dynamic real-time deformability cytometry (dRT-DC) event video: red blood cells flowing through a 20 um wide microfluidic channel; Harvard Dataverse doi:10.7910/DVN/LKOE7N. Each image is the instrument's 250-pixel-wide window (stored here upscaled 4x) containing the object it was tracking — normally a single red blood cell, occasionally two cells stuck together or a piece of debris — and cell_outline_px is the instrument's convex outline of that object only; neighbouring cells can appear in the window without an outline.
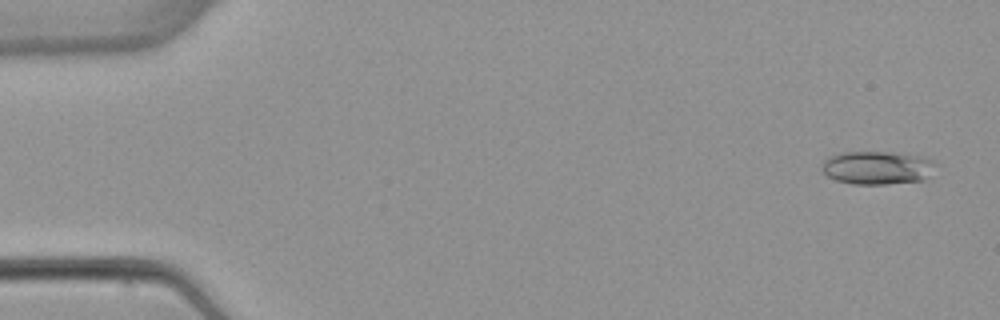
{"species": "common noctule bat (a hibernating species)", "species_latin": "Nyctalus noctula", "temperature_condition": "warm", "stored_images_in_passage": 5, "camera_frame_rate_fps": 3000, "um_per_image_px": 0.085, "animal": {"sex": "female", "body_mass_g": 22.7, "forearm_length_mm": 54.2}, "frame": {"image": 1, "passage_image": 1, "time_ms": 0.0, "image_size_px": [1000, 320], "cell_outline_px": [[936, 164], [924, 180], [888, 184], [852, 184], [836, 180], [828, 176], [824, 172], [824, 160], [828, 156], [840, 152], [892, 152], [920, 156], [932, 160]], "centroid_in_image_um": [74.55, 14.25], "position_along_channel_um": 10.4, "area_um2": 21.91}}
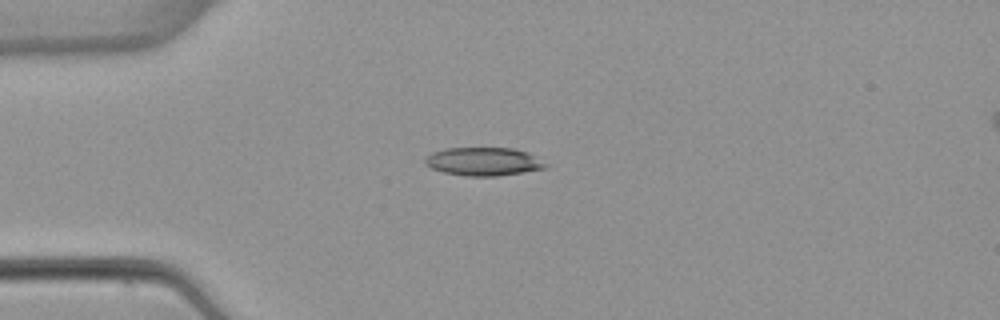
{"frame": {"image": 2, "passage_image": 4, "time_ms": 3.667, "image_size_px": [1000, 320], "cell_outline_px": [[548, 168], [496, 176], [464, 176], [444, 172], [432, 168], [424, 164], [424, 156], [432, 152], [448, 148], [512, 148], [528, 152], [548, 164]], "centroid_in_image_um": [41.08, 13.73], "position_along_channel_um": 43.9, "area_um2": 19.94}}